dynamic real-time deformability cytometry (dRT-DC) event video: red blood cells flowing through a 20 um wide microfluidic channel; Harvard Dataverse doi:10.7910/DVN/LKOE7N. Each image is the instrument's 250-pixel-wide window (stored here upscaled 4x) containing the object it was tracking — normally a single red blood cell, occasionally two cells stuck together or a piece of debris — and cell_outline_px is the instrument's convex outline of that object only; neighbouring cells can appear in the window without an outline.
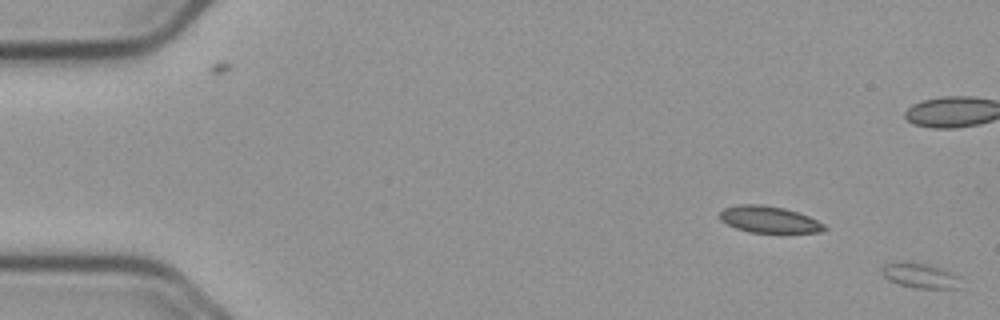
{"species": "common noctule bat (a hibernating species)", "species_latin": "Nyctalus noctula", "temperature_condition": "cold", "stored_images_in_passage": 47, "camera_frame_rate_fps": 3000, "um_per_image_px": 0.085, "animal": {"sex": "male", "body_mass_g": 23.1, "forearm_length_mm": 52.7}, "frame": {"image": 1, "passage_image": 1, "time_ms": 0.0, "image_size_px": [1000, 320], "cell_outline_px": [[964, 288], [912, 288], [888, 280], [880, 272], [880, 268], [884, 264], [924, 264], [940, 268], [952, 272], [960, 276]], "centroid_in_image_um": [78.3, 23.48], "position_along_channel_um": 6.7, "area_um2": 11.27}}